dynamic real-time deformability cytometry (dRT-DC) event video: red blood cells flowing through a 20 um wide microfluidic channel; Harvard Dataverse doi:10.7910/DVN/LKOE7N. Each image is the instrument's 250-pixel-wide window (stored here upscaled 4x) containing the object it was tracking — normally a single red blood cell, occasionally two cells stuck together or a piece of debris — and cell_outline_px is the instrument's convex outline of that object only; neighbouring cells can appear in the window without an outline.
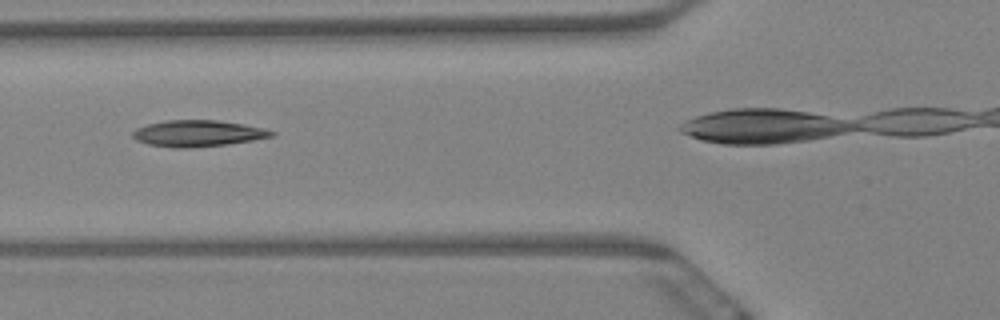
{"species": "Egyptian fruit bat (a non-hibernating species)", "species_latin": "Rousettus aegyptiacus", "temperature_condition": "warm", "stored_images_in_passage": 3, "camera_frame_rate_fps": 3000, "um_per_image_px": 0.085, "animal": {"sex": "female"}, "frame": {"image": 1, "passage_image": 2, "time_ms": 0.333, "image_size_px": [1000, 320], "cell_outline_px": [[276, 136], [228, 144], [188, 148], [172, 148], [148, 144], [136, 140], [132, 136], [132, 132], [136, 128], [148, 124], [164, 120], [216, 120], [244, 124], [264, 128], [276, 132]], "centroid_in_image_um": [16.82, 11.34], "position_along_channel_um": 109.0, "area_um2": 21.44}}